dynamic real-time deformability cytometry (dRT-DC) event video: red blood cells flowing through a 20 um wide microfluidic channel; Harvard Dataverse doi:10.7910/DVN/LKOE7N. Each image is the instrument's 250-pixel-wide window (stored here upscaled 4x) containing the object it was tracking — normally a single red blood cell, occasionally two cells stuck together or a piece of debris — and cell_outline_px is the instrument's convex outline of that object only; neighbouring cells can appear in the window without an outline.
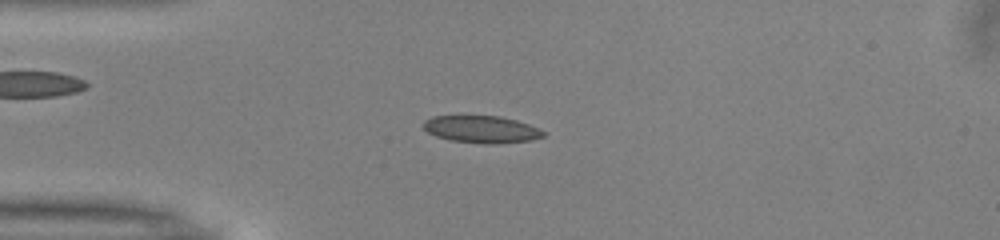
{"species": "common noctule bat (a hibernating species)", "species_latin": "Nyctalus noctula", "temperature_condition": "warm", "stored_images_in_passage": 51, "camera_frame_rate_fps": 3000, "um_per_image_px": 0.085, "animal": {"sex": "male", "body_mass_g": 13.0, "forearm_length_mm": 53.1}, "frame": {"image": 1, "passage_image": 13, "time_ms": 4.0, "image_size_px": [1000, 240], "cell_outline_px": [[544, 136], [532, 140], [496, 144], [484, 144], [452, 140], [436, 136], [428, 132], [420, 124], [424, 120], [432, 116], [500, 116], [516, 120], [540, 128], [544, 132]], "centroid_in_image_um": [40.92, 10.99], "position_along_channel_um": 44.1, "area_um2": 19.07}}
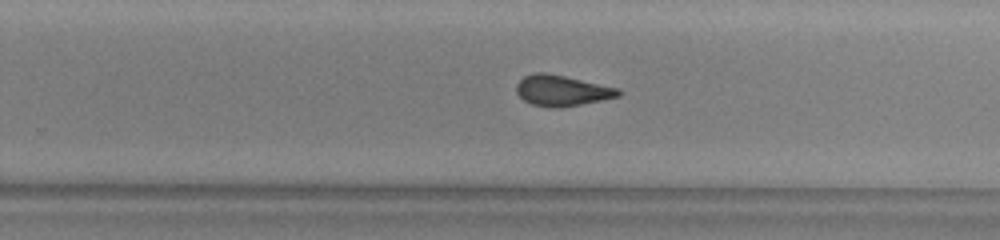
{"frame": {"image": 2, "passage_image": 32, "time_ms": 10.333, "image_size_px": [1000, 240], "cell_outline_px": [[620, 96], [560, 108], [548, 108], [532, 104], [524, 100], [516, 92], [516, 84], [524, 76], [536, 72], [544, 72], [564, 76], [620, 88]], "centroid_in_image_um": [47.74, 7.7], "position_along_channel_um": 282.1, "area_um2": 18.21}}
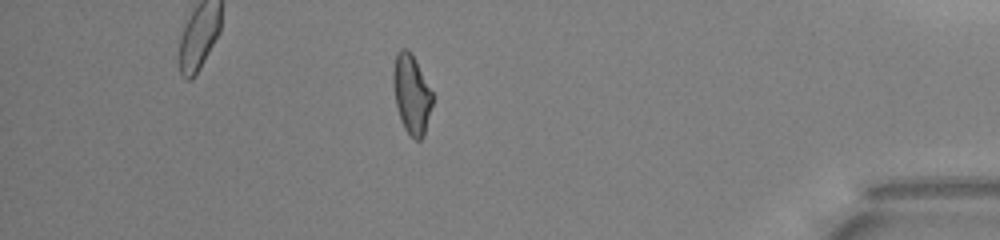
{"frame": {"image": 3, "passage_image": 44, "time_ms": 14.333, "image_size_px": [1000, 240], "cell_outline_px": [[432, 104], [424, 136], [420, 140], [416, 140], [404, 128], [400, 120], [396, 104], [392, 84], [392, 72], [396, 52], [400, 48], [408, 48], [412, 52], [432, 92]], "centroid_in_image_um": [34.96, 7.95], "position_along_channel_um": 400.2, "area_um2": 18.26}, "authors_computed_cell_mechanics": {"area_um2": 18.6116, "velocity_mm_per_s": 4.0467, "shape_relaxation_time_tau1_ms": 4.8055, "shape_relaxation_time_tau2_ms": 1.5282, "deformation_change_tau1": 0.1581, "deformation_change_tau2": 0.0875}}